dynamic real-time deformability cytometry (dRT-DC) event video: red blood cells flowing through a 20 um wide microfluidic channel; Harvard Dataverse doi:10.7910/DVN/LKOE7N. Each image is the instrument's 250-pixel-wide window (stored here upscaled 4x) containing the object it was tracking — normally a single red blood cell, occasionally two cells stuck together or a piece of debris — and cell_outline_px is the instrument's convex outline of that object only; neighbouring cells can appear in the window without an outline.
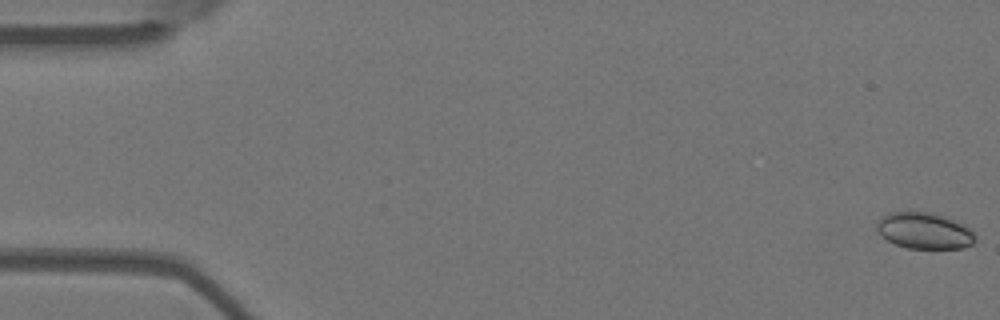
{"species": "Egyptian fruit bat (a non-hibernating species)", "species_latin": "Rousettus aegyptiacus", "temperature_condition": "warm", "stored_images_in_passage": 5, "camera_frame_rate_fps": 3000, "um_per_image_px": 0.085, "animal": {"sex": "female"}, "frame": {"image": 1, "passage_image": 1, "time_ms": 0.0, "image_size_px": [1000, 320], "cell_outline_px": [[976, 240], [972, 244], [964, 248], [908, 248], [896, 244], [880, 236], [876, 228], [876, 224], [888, 212], [932, 212], [944, 216], [968, 228], [976, 236]], "centroid_in_image_um": [78.55, 19.62], "position_along_channel_um": 6.4, "area_um2": 20.58}}